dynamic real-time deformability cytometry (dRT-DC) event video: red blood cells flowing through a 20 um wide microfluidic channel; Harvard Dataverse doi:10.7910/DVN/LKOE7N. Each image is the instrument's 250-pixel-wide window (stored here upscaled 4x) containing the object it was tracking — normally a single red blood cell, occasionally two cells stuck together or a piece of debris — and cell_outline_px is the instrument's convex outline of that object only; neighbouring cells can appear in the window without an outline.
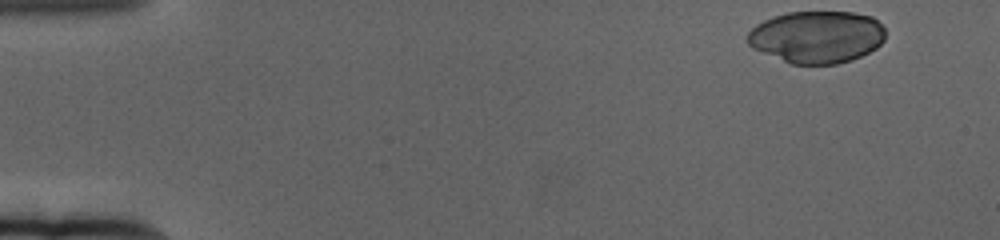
{"species": "human", "species_latin": "Homo sapiens", "temperature_condition": "cold", "stored_images_in_passage": 51, "camera_frame_rate_fps": 3000, "um_per_image_px": 0.085, "donor": {"sex": "female"}, "frame": {"image": 1, "passage_image": 1, "time_ms": 0.0, "image_size_px": [1000, 240], "cell_outline_px": [[884, 40], [876, 48], [852, 60], [836, 64], [792, 64], [752, 48], [748, 44], [748, 32], [756, 24], [764, 20], [788, 12], [852, 12], [872, 16], [884, 28]], "centroid_in_image_um": [69.43, 3.14], "position_along_channel_um": 15.6, "area_um2": 41.79}}
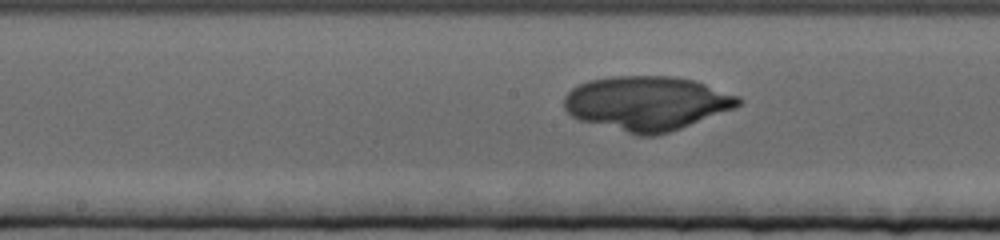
{"frame": {"image": 2, "passage_image": 28, "time_ms": 9.0, "image_size_px": [1000, 240], "cell_outline_px": [[744, 100], [736, 108], [680, 128], [656, 136], [636, 136], [580, 120], [572, 116], [564, 108], [564, 96], [572, 88], [588, 80], [616, 76], [672, 76], [692, 80], [740, 96]], "centroid_in_image_um": [54.98, 8.79], "position_along_channel_um": 193.2, "area_um2": 55.2}}
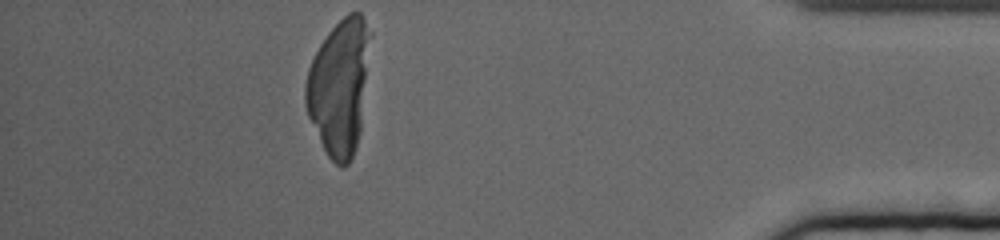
{"frame": {"image": 3, "passage_image": 51, "time_ms": 16.667, "image_size_px": [1000, 240], "cell_outline_px": [[372, 36], [360, 132], [356, 148], [348, 164], [344, 168], [340, 168], [328, 156], [308, 116], [304, 104], [304, 88], [308, 68], [320, 44], [328, 32], [348, 12], [360, 12], [372, 32]], "centroid_in_image_um": [28.85, 7.37], "position_along_channel_um": 406.3, "area_um2": 51.44}}